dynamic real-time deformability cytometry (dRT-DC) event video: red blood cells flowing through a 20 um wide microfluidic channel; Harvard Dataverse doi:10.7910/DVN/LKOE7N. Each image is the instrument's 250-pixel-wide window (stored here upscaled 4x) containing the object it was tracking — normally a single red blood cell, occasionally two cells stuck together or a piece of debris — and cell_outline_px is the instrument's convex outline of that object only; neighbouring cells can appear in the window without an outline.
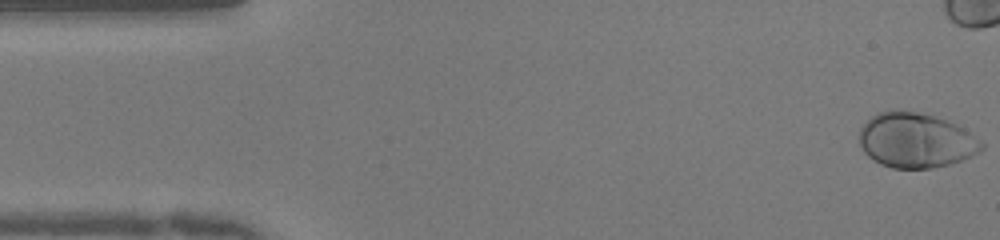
{"species": "human", "species_latin": "Homo sapiens", "temperature_condition": "warm", "stored_images_in_passage": 39, "camera_frame_rate_fps": 3000, "um_per_image_px": 0.085, "donor": {"sex": "female"}, "frame": {"image": 1, "passage_image": 1, "time_ms": 0.0, "image_size_px": [1000, 240], "cell_outline_px": [[984, 148], [960, 160], [948, 164], [932, 168], [892, 168], [880, 164], [872, 160], [864, 152], [860, 144], [860, 128], [876, 112], [916, 112], [932, 116], [956, 124], [964, 128], [980, 140], [984, 144]], "centroid_in_image_um": [77.83, 11.95], "position_along_channel_um": 7.2, "area_um2": 38.44}}
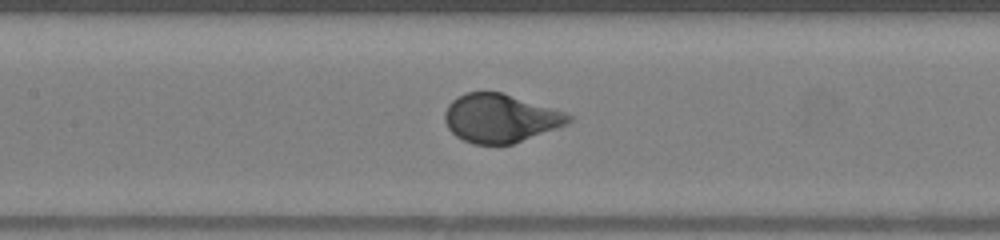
{"frame": {"image": 2, "passage_image": 22, "time_ms": 7.0, "image_size_px": [1000, 240], "cell_outline_px": [[572, 120], [568, 124], [512, 144], [472, 144], [456, 136], [448, 128], [444, 120], [444, 112], [448, 104], [456, 96], [464, 92], [500, 92], [564, 112], [572, 116]], "centroid_in_image_um": [42.48, 10.05], "position_along_channel_um": 164.9, "area_um2": 34.74}}
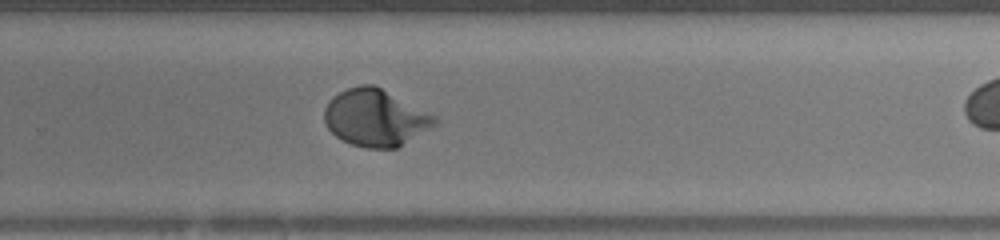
{"frame": {"image": 3, "passage_image": 32, "time_ms": 10.333, "image_size_px": [1000, 240], "cell_outline_px": [[440, 120], [436, 124], [396, 148], [364, 148], [352, 144], [336, 136], [328, 128], [324, 120], [324, 108], [328, 100], [332, 96], [348, 88], [360, 84], [372, 84], [436, 116]], "centroid_in_image_um": [31.87, 10.01], "position_along_channel_um": 297.9, "area_um2": 36.24}}